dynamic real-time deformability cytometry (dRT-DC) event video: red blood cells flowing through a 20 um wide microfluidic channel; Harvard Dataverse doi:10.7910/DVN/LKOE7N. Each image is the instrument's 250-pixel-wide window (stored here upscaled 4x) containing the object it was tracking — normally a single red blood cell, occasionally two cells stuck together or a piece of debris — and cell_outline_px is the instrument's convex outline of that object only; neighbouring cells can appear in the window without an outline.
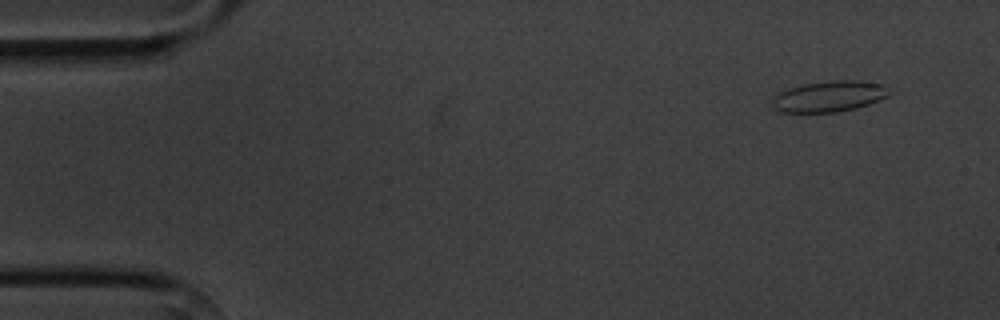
{"species": "common noctule bat (a hibernating species)", "species_latin": "Nyctalus noctula", "temperature_condition": "cold", "stored_images_in_passage": 4, "camera_frame_rate_fps": 3000, "um_per_image_px": 0.085, "animal": {"sex": "male", "body_mass_g": 20.1, "forearm_length_mm": 53.5}, "frame": {"image": 1, "passage_image": 1, "time_ms": 0.0, "image_size_px": [1000, 320], "cell_outline_px": [[892, 92], [888, 96], [868, 104], [856, 108], [836, 112], [784, 112], [776, 108], [772, 104], [772, 100], [780, 92], [788, 88], [804, 84], [832, 80], [860, 80], [884, 84]], "centroid_in_image_um": [70.54, 8.17], "position_along_channel_um": 14.5, "area_um2": 20.98}}